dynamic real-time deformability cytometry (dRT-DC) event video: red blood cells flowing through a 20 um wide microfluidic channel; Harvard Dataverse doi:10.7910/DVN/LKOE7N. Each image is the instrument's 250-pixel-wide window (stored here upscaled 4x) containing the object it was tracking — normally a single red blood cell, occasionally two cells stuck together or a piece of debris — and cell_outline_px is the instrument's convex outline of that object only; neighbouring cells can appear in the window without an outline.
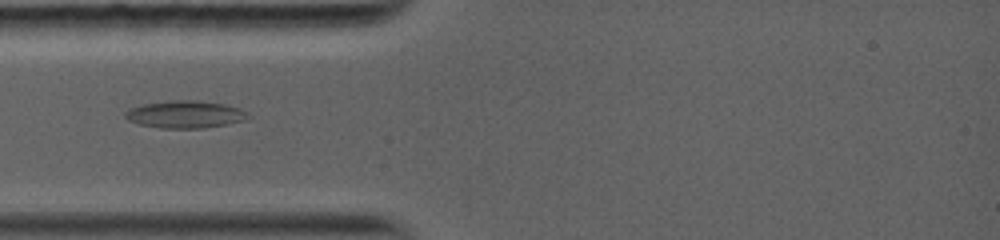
{"species": "common noctule bat (a hibernating species)", "species_latin": "Nyctalus noctula", "temperature_condition": "warm", "stored_images_in_passage": 3, "camera_frame_rate_fps": 5000, "um_per_image_px": 0.085, "animal": {"sex": "female", "body_mass_g": 19.0, "forearm_length_mm": 56.7}, "frame": {"image": 1, "passage_image": 2, "time_ms": 1.0, "image_size_px": [1000, 240], "cell_outline_px": [[252, 116], [244, 120], [204, 128], [160, 128], [140, 124], [128, 120], [124, 116], [124, 112], [132, 108], [144, 104], [172, 100], [192, 100], [224, 104], [240, 108], [248, 112]], "centroid_in_image_um": [15.76, 9.72], "position_along_channel_um": 69.2, "area_um2": 19.42}}
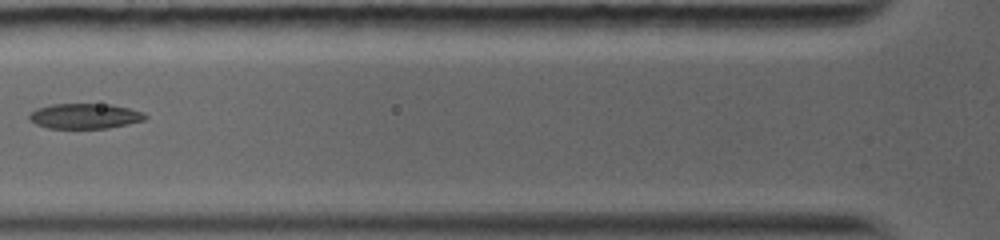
{"frame": {"image": 2, "passage_image": 3, "time_ms": 2.2, "image_size_px": [1000, 240], "cell_outline_px": [[148, 116], [144, 120], [128, 124], [108, 128], [48, 128], [36, 124], [28, 120], [28, 112], [36, 108], [52, 104], [112, 104], [144, 112]], "centroid_in_image_um": [7.18, 9.86], "position_along_channel_um": 118.6, "area_um2": 17.22}}